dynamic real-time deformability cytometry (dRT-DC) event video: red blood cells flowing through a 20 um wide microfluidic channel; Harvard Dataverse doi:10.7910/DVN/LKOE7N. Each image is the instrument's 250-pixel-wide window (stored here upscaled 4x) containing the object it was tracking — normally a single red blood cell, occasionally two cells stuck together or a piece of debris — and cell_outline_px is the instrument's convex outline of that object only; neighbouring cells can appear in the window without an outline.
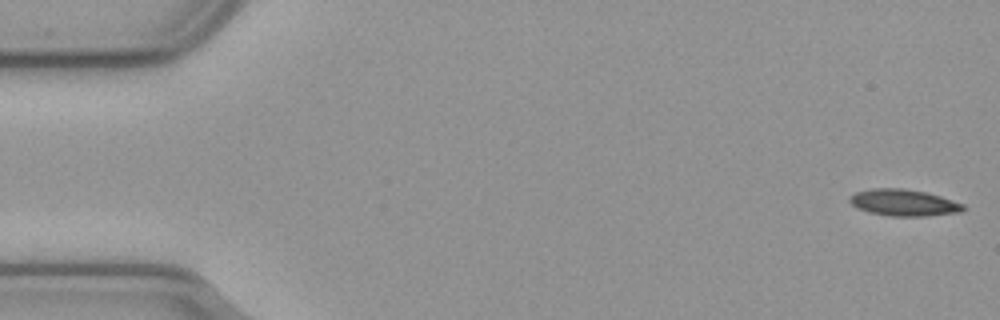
{"species": "common noctule bat (a hibernating species)", "species_latin": "Nyctalus noctula", "temperature_condition": "cold", "stored_images_in_passage": 56, "camera_frame_rate_fps": 3000, "um_per_image_px": 0.085, "animal": {"sex": "male", "body_mass_g": 23.1, "forearm_length_mm": 52.7}, "frame": {"image": 1, "passage_image": 1, "time_ms": 0.0, "image_size_px": [1000, 320], "cell_outline_px": [[964, 208], [960, 212], [924, 216], [892, 216], [872, 212], [860, 208], [852, 204], [848, 200], [856, 192], [872, 188], [900, 188], [924, 192], [940, 196], [964, 204]], "centroid_in_image_um": [76.83, 17.22], "position_along_channel_um": 8.2, "area_um2": 17.17}}
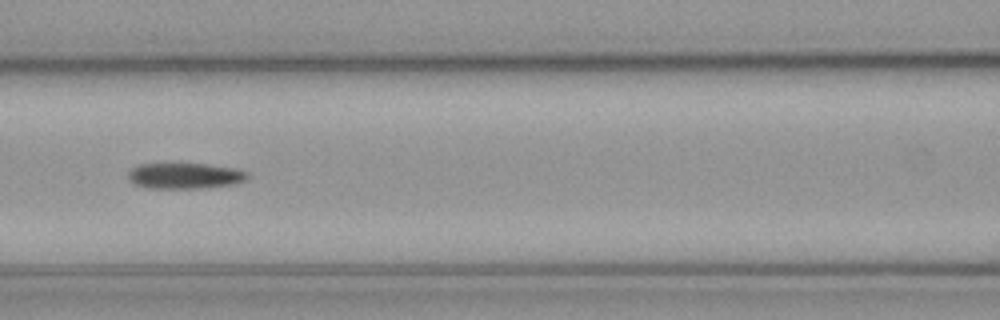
{"frame": {"image": 2, "passage_image": 24, "time_ms": 7.667, "image_size_px": [1000, 320], "cell_outline_px": [[248, 176], [244, 180], [236, 184], [200, 188], [148, 188], [136, 184], [128, 180], [128, 172], [132, 168], [140, 164], [172, 160], [180, 160], [208, 164], [232, 168], [248, 172]], "centroid_in_image_um": [15.65, 14.88], "position_along_channel_um": 150.9, "area_um2": 18.9}}
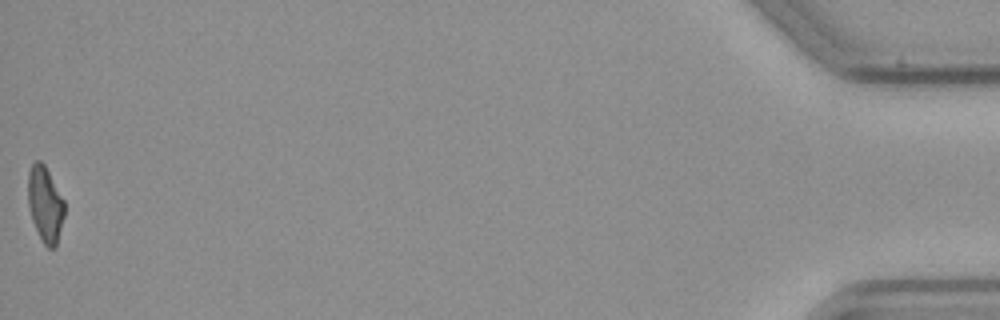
{"frame": {"image": 3, "passage_image": 56, "time_ms": 18.333, "image_size_px": [1000, 320], "cell_outline_px": [[64, 216], [56, 248], [48, 248], [44, 244], [32, 220], [28, 204], [28, 172], [32, 164], [36, 160], [40, 160], [44, 164], [64, 200]], "centroid_in_image_um": [3.84, 17.36], "position_along_channel_um": 431.4, "area_um2": 15.95}, "authors_computed_cell_mechanics": {"area_um2": 17.8313, "velocity_mm_per_s": 3.6434, "shape_relaxation_time_tau1_ms": 8.0184, "shape_relaxation_time_tau2_ms": null, "deformation_change_tau1": 0.1661, "deformation_change_tau2": null}}